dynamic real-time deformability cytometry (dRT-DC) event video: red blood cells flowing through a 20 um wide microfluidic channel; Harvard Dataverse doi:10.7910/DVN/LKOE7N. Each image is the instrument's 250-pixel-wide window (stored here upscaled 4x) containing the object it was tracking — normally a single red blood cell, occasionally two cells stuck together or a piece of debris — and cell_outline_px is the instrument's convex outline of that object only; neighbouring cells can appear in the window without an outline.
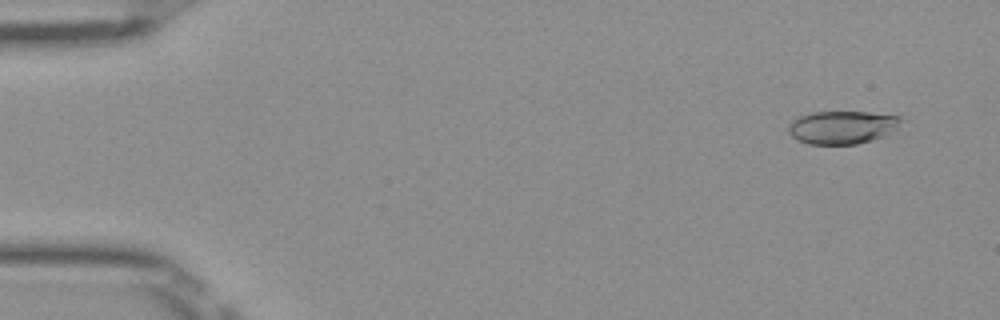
{"species": "Egyptian fruit bat (a non-hibernating species)", "species_latin": "Rousettus aegyptiacus", "temperature_condition": "room temperature", "stored_images_in_passage": 51, "camera_frame_rate_fps": 3000, "um_per_image_px": 0.085, "frame": {"image": 1, "passage_image": 4, "time_ms": 1.0, "image_size_px": [1000, 320], "cell_outline_px": [[900, 120], [896, 128], [888, 136], [856, 144], [808, 144], [796, 140], [788, 132], [788, 124], [792, 120], [800, 116], [812, 112], [868, 112], [900, 116]], "centroid_in_image_um": [71.56, 10.83], "position_along_channel_um": 13.4, "area_um2": 21.79}}
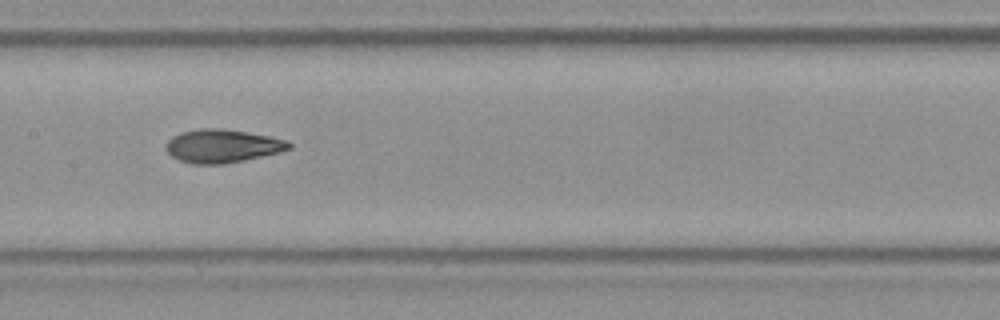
{"frame": {"image": 2, "passage_image": 26, "time_ms": 8.333, "image_size_px": [1000, 320], "cell_outline_px": [[292, 148], [280, 152], [224, 164], [192, 164], [180, 160], [172, 156], [164, 148], [164, 144], [172, 136], [180, 132], [200, 128], [220, 128], [268, 136], [284, 140], [292, 144]], "centroid_in_image_um": [18.84, 12.41], "position_along_channel_um": 188.6, "area_um2": 23.76}}
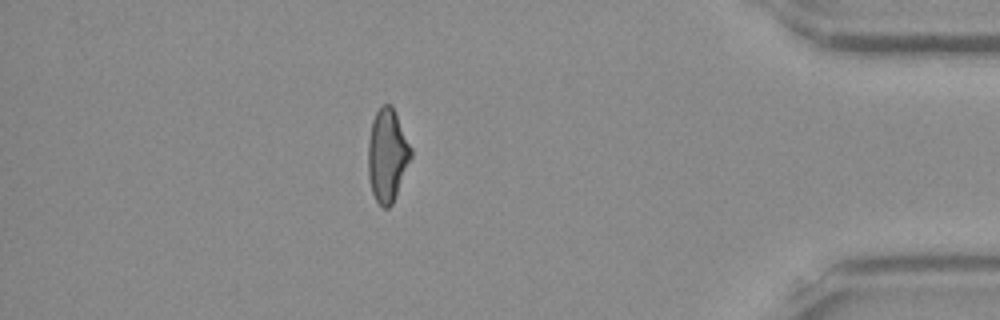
{"frame": {"image": 3, "passage_image": 45, "time_ms": 14.667, "image_size_px": [1000, 320], "cell_outline_px": [[412, 156], [392, 204], [388, 208], [384, 208], [376, 200], [372, 192], [368, 176], [368, 140], [372, 120], [376, 112], [384, 104], [392, 104], [396, 112], [412, 148]], "centroid_in_image_um": [32.92, 13.17], "position_along_channel_um": 402.3, "area_um2": 23.24}, "authors_computed_cell_mechanics": {"area_um2": 23.2356, "velocity_mm_per_s": 4.0305, "shape_relaxation_time_tau1_ms": 7.5974, "shape_relaxation_time_tau2_ms": 1.9473, "deformation_change_tau1": 0.2127, "deformation_change_tau2": 0.0917}}